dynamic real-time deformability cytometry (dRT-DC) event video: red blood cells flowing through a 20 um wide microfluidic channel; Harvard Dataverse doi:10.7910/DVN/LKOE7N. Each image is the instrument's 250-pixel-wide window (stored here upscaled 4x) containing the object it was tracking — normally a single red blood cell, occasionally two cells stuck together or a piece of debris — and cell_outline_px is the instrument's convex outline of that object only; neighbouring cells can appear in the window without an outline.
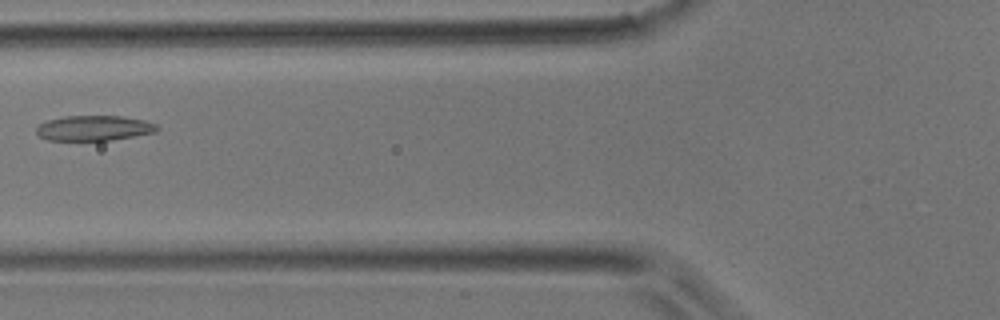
{"species": "common noctule bat (a hibernating species)", "species_latin": "Nyctalus noctula", "temperature_condition": "room temperature", "stored_images_in_passage": 2, "camera_frame_rate_fps": 3000, "um_per_image_px": 0.085, "animal": {"sex": "male", "body_mass_g": 17.9}, "frame": {"image": 1, "passage_image": 2, "time_ms": 0.333, "image_size_px": [1000, 320], "cell_outline_px": [[160, 128], [156, 132], [112, 140], [48, 140], [40, 136], [36, 132], [36, 128], [40, 124], [48, 120], [64, 116], [124, 116], [144, 120], [156, 124]], "centroid_in_image_um": [8.02, 10.88], "position_along_channel_um": 117.8, "area_um2": 17.69}}